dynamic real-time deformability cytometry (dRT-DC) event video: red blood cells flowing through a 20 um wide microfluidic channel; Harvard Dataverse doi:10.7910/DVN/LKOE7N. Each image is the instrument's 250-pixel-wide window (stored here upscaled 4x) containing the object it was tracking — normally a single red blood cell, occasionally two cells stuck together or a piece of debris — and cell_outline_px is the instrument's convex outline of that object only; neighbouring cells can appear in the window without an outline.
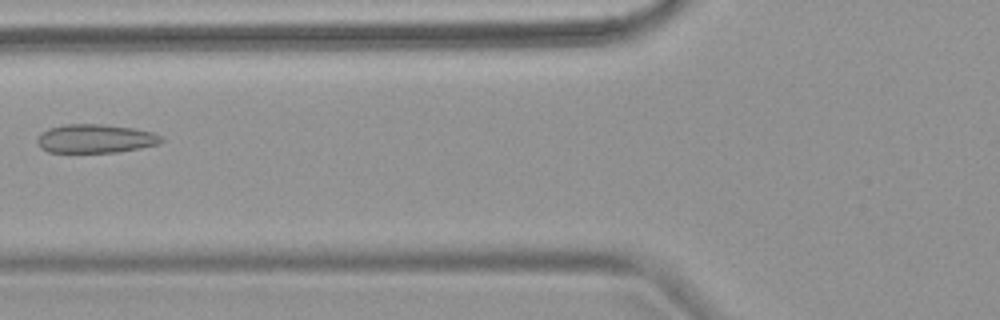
{"species": "common noctule bat (a hibernating species)", "species_latin": "Nyctalus noctula", "temperature_condition": "warm", "stored_images_in_passage": 2, "camera_frame_rate_fps": 3000, "um_per_image_px": 0.085, "animal": {"sex": "female", "body_mass_g": 18.4}, "frame": {"image": 1, "passage_image": 2, "time_ms": 1.0, "image_size_px": [1000, 320], "cell_outline_px": [[164, 140], [160, 144], [140, 148], [116, 152], [48, 152], [40, 148], [36, 140], [40, 132], [48, 128], [64, 124], [104, 124], [132, 128], [152, 132], [160, 136]], "centroid_in_image_um": [8.07, 11.78], "position_along_channel_um": 117.7, "area_um2": 20.87}}